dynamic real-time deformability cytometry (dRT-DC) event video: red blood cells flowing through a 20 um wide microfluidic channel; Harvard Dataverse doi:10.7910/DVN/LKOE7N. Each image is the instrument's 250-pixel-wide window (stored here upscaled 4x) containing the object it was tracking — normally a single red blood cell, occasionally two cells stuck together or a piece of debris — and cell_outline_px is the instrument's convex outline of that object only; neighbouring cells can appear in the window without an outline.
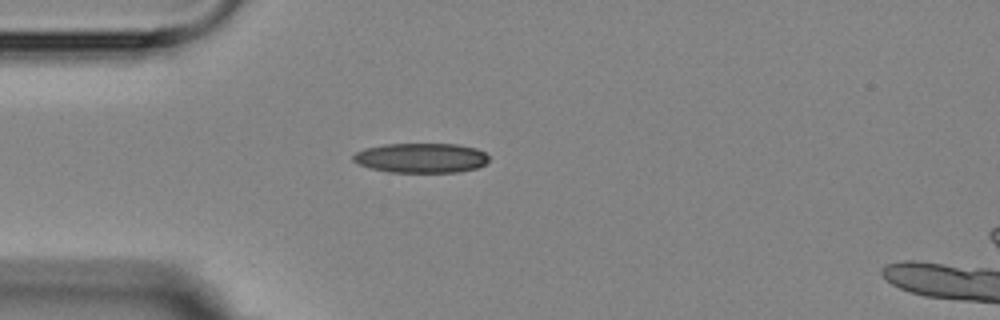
{"species": "Egyptian fruit bat (a non-hibernating species)", "species_latin": "Rousettus aegyptiacus", "temperature_condition": "room temperature", "stored_images_in_passage": 3, "camera_frame_rate_fps": 3000, "um_per_image_px": 0.085, "animal": {"sex": "female"}, "frame": {"image": 1, "passage_image": 1, "time_ms": 0.0, "image_size_px": [1000, 320], "cell_outline_px": [[488, 160], [484, 164], [476, 168], [456, 172], [388, 172], [372, 168], [360, 164], [352, 160], [352, 156], [356, 152], [364, 148], [384, 144], [460, 144], [476, 148], [484, 152], [488, 156]], "centroid_in_image_um": [35.79, 13.41], "position_along_channel_um": 49.2, "area_um2": 23.47}}
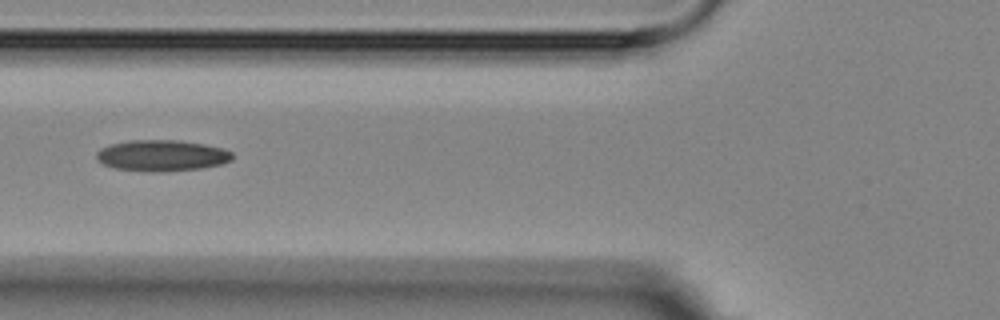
{"frame": {"image": 2, "passage_image": 3, "time_ms": 2.0, "image_size_px": [1000, 320], "cell_outline_px": [[232, 160], [220, 164], [200, 168], [152, 172], [116, 168], [104, 164], [96, 160], [96, 152], [100, 148], [112, 144], [128, 140], [176, 140], [204, 144], [224, 148], [232, 152]], "centroid_in_image_um": [13.74, 13.21], "position_along_channel_um": 112.1, "area_um2": 24.51}}